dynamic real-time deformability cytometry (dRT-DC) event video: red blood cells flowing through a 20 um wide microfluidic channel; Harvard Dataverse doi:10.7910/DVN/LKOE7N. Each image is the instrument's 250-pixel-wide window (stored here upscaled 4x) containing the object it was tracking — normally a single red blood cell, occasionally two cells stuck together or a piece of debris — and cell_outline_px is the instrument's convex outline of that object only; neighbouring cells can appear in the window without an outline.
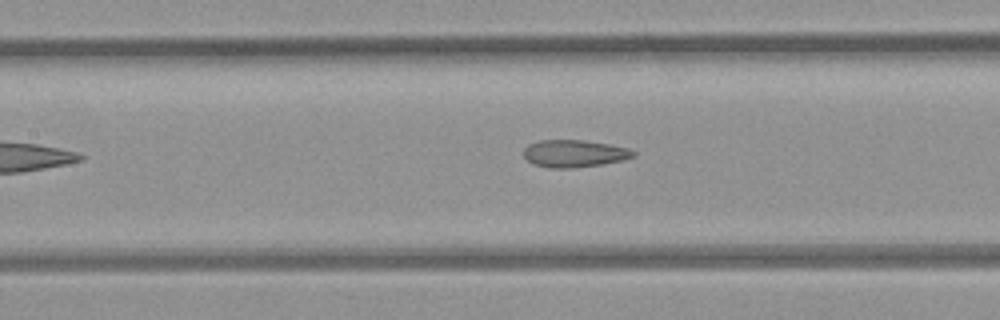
{"species": "common noctule bat (a hibernating species)", "species_latin": "Nyctalus noctula", "temperature_condition": "room temperature", "stored_images_in_passage": 7, "camera_frame_rate_fps": 3000, "um_per_image_px": 0.085, "animal": {"sex": "female", "body_mass_g": 21.9}, "frame": {"image": 1, "passage_image": 5, "time_ms": 1.333, "image_size_px": [1000, 320], "cell_outline_px": [[636, 156], [604, 164], [572, 168], [548, 168], [532, 164], [524, 156], [524, 148], [528, 144], [540, 140], [584, 140], [612, 144], [628, 148], [636, 152]], "centroid_in_image_um": [48.81, 13.05], "position_along_channel_um": 158.6, "area_um2": 17.63}}
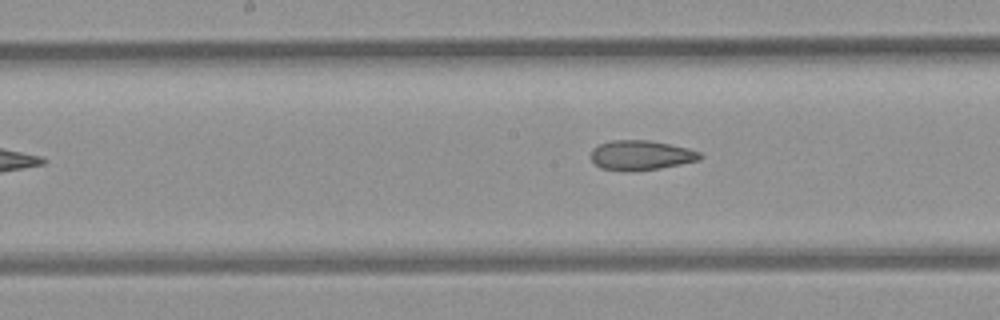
{"frame": {"image": 2, "passage_image": 7, "time_ms": 2.0, "image_size_px": [1000, 320], "cell_outline_px": [[704, 156], [700, 160], [660, 168], [600, 168], [592, 160], [592, 148], [600, 144], [612, 140], [648, 140], [688, 148], [700, 152]], "centroid_in_image_um": [54.54, 13.14], "position_along_channel_um": 193.7, "area_um2": 18.03}}